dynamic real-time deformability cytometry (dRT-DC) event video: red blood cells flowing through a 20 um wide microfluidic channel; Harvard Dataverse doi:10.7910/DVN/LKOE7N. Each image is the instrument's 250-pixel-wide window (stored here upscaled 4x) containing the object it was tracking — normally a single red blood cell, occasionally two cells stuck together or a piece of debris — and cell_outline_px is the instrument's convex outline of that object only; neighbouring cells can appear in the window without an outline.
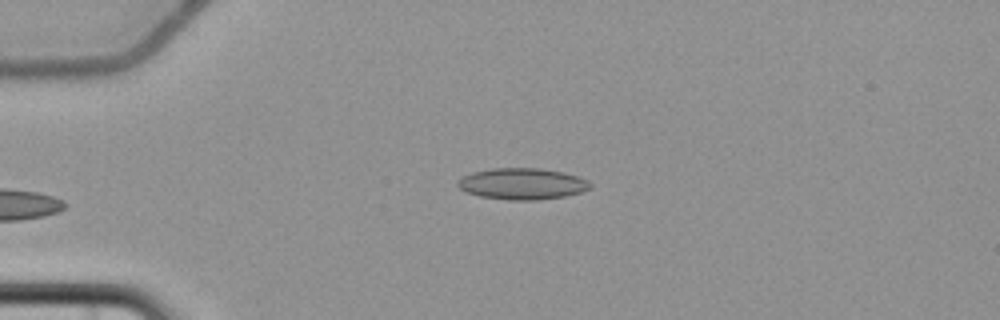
{"species": "common noctule bat (a hibernating species)", "species_latin": "Nyctalus noctula", "temperature_condition": "cold", "stored_images_in_passage": 4, "camera_frame_rate_fps": 3000, "um_per_image_px": 0.085, "animal": {"sex": "female", "body_mass_g": 22.7, "forearm_length_mm": 54.2}, "frame": {"image": 1, "passage_image": 4, "time_ms": 3.667, "image_size_px": [1000, 320], "cell_outline_px": [[592, 188], [580, 192], [564, 196], [536, 200], [508, 200], [480, 196], [468, 192], [460, 188], [456, 184], [464, 176], [472, 172], [492, 168], [540, 168], [564, 172], [588, 180], [592, 184]], "centroid_in_image_um": [44.42, 15.62], "position_along_channel_um": 40.6, "area_um2": 24.1}}